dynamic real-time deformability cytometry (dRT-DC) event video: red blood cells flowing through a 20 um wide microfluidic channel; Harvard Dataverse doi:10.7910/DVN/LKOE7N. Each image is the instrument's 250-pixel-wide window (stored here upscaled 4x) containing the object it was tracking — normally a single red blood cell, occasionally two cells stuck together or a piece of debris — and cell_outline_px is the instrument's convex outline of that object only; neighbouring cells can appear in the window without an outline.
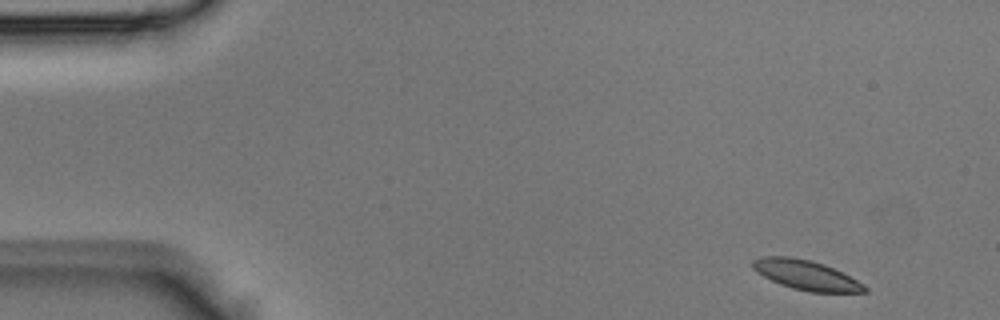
{"species": "Egyptian fruit bat (a non-hibernating species)", "species_latin": "Rousettus aegyptiacus", "temperature_condition": "room temperature", "stored_images_in_passage": 3, "camera_frame_rate_fps": 3000, "um_per_image_px": 0.085, "animal": {"sex": "male"}, "frame": {"image": 1, "passage_image": 1, "time_ms": 0.0, "image_size_px": [1000, 320], "cell_outline_px": [[868, 292], [812, 292], [792, 288], [780, 284], [756, 272], [752, 268], [752, 260], [764, 256], [788, 256], [812, 260], [824, 264], [864, 284], [868, 288]], "centroid_in_image_um": [68.5, 23.37], "position_along_channel_um": 16.5, "area_um2": 19.19}}